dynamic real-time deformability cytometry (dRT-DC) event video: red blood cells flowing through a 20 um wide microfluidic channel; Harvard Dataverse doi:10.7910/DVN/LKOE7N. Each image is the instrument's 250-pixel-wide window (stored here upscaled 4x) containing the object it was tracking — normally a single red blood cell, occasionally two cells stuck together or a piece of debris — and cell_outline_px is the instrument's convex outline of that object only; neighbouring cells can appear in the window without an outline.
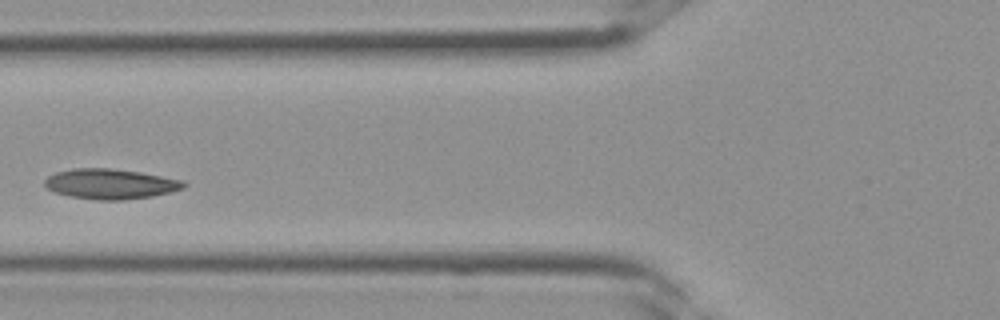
{"species": "Egyptian fruit bat (a non-hibernating species)", "species_latin": "Rousettus aegyptiacus", "temperature_condition": "room temperature", "stored_images_in_passage": 3, "camera_frame_rate_fps": 3000, "um_per_image_px": 0.085, "frame": {"image": 1, "passage_image": 3, "time_ms": 0.667, "image_size_px": [1000, 320], "cell_outline_px": [[188, 184], [184, 188], [152, 196], [120, 200], [96, 200], [68, 196], [44, 188], [44, 180], [48, 176], [56, 172], [72, 168], [108, 168], [140, 172], [180, 180]], "centroid_in_image_um": [9.32, 15.63], "position_along_channel_um": 116.5, "area_um2": 24.33}}